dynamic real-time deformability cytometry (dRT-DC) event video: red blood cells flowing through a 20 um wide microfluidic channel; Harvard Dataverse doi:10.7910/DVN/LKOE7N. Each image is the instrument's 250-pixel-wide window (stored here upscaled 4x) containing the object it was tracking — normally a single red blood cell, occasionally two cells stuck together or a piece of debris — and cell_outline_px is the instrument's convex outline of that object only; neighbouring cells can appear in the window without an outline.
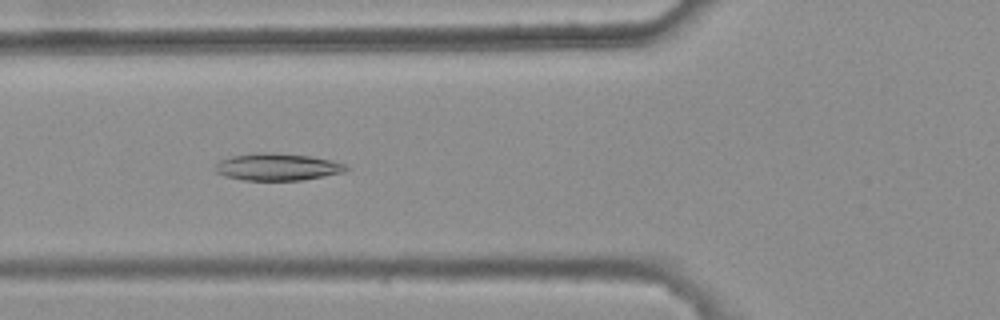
{"species": "common noctule bat (a hibernating species)", "species_latin": "Nyctalus noctula", "temperature_condition": "warm", "stored_images_in_passage": 8, "camera_frame_rate_fps": 3000, "um_per_image_px": 0.085, "animal": {"sex": "female", "body_mass_g": 25.1}, "frame": {"image": 1, "passage_image": 6, "time_ms": 1.667, "image_size_px": [1000, 320], "cell_outline_px": [[348, 168], [344, 172], [304, 180], [244, 180], [224, 176], [216, 172], [216, 164], [220, 160], [232, 156], [252, 152], [272, 152], [308, 156], [332, 160], [344, 164]], "centroid_in_image_um": [23.56, 14.18], "position_along_channel_um": 102.2, "area_um2": 20.69}}
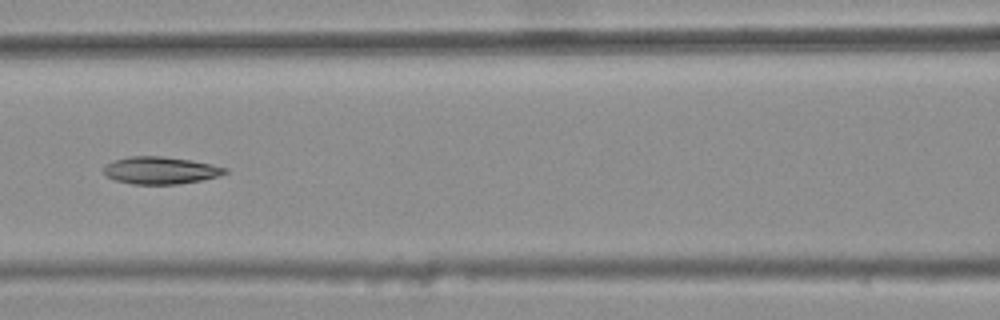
{"frame": {"image": 2, "passage_image": 7, "time_ms": 2.0, "image_size_px": [1000, 320], "cell_outline_px": [[228, 172], [216, 176], [200, 180], [176, 184], [132, 184], [116, 180], [108, 176], [104, 172], [104, 168], [108, 164], [116, 160], [128, 156], [160, 156], [192, 160], [212, 164], [228, 168]], "centroid_in_image_um": [13.67, 14.47], "position_along_channel_um": 152.9, "area_um2": 19.02}}
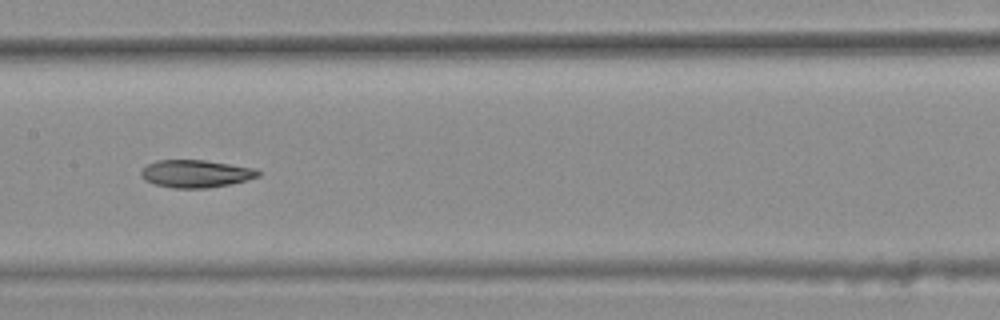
{"frame": {"image": 3, "passage_image": 8, "time_ms": 2.333, "image_size_px": [1000, 320], "cell_outline_px": [[260, 176], [248, 180], [208, 188], [172, 188], [152, 184], [144, 180], [140, 176], [140, 172], [148, 164], [156, 160], [204, 160], [256, 168], [260, 172]], "centroid_in_image_um": [16.63, 14.77], "position_along_channel_um": 190.8, "area_um2": 18.96}}